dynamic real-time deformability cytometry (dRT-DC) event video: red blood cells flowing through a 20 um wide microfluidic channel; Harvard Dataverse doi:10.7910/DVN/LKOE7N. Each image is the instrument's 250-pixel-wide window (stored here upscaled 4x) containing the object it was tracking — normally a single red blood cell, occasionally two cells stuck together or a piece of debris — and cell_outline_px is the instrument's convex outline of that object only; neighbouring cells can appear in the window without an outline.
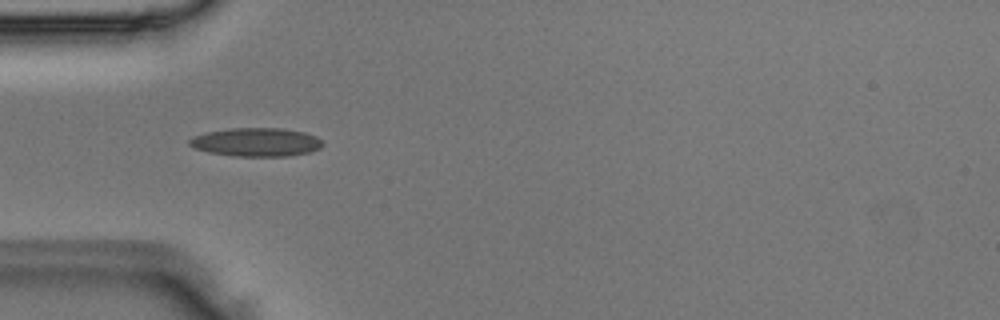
{"species": "Egyptian fruit bat (a non-hibernating species)", "species_latin": "Rousettus aegyptiacus", "temperature_condition": "room temperature", "stored_images_in_passage": 6, "camera_frame_rate_fps": 3000, "um_per_image_px": 0.085, "animal": {"sex": "male"}, "frame": {"image": 1, "passage_image": 4, "time_ms": 1.0, "image_size_px": [1000, 320], "cell_outline_px": [[324, 144], [320, 148], [308, 152], [288, 156], [236, 156], [208, 152], [196, 148], [188, 144], [188, 140], [192, 136], [208, 132], [232, 128], [280, 128], [304, 132], [316, 136], [324, 140]], "centroid_in_image_um": [21.8, 12.08], "position_along_channel_um": 63.2, "area_um2": 22.14}}
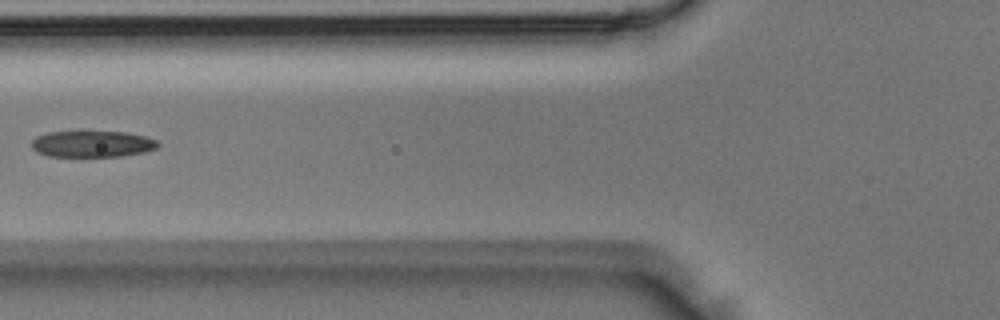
{"frame": {"image": 2, "passage_image": 5, "time_ms": 1.333, "image_size_px": [1000, 320], "cell_outline_px": [[160, 144], [156, 148], [144, 152], [120, 156], [48, 156], [36, 152], [32, 148], [32, 140], [36, 136], [48, 132], [80, 128], [124, 132], [148, 136], [156, 140]], "centroid_in_image_um": [7.81, 12.17], "position_along_channel_um": 118.0, "area_um2": 20.46}}